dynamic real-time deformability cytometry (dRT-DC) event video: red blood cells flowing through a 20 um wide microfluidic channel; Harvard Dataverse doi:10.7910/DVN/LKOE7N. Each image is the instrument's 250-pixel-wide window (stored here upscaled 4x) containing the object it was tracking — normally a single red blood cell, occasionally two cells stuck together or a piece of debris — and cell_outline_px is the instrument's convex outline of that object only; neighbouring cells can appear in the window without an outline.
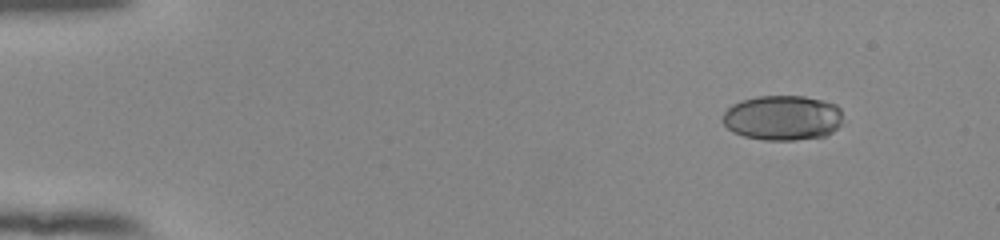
{"species": "human", "species_latin": "Homo sapiens", "temperature_condition": "room temperature", "stored_images_in_passage": 49, "camera_frame_rate_fps": 3000, "um_per_image_px": 0.085, "donor": {"sex": "female"}, "frame": {"image": 1, "passage_image": 1, "time_ms": 0.0, "image_size_px": [1000, 240], "cell_outline_px": [[840, 124], [832, 132], [824, 136], [796, 140], [764, 140], [744, 136], [732, 132], [724, 124], [724, 112], [732, 104], [740, 100], [756, 96], [804, 96], [824, 100], [836, 104], [840, 108]], "centroid_in_image_um": [66.51, 10.0], "position_along_channel_um": 18.5, "area_um2": 31.56}}
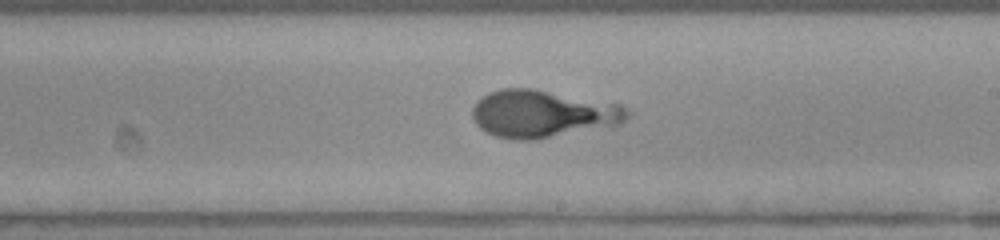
{"frame": {"image": 2, "passage_image": 28, "time_ms": 9.0, "image_size_px": [1000, 240], "cell_outline_px": [[632, 112], [620, 124], [540, 140], [512, 140], [496, 136], [484, 132], [476, 124], [472, 116], [472, 108], [488, 92], [500, 88], [532, 88], [620, 104], [628, 108]], "centroid_in_image_um": [46.13, 9.69], "position_along_channel_um": 242.9, "area_um2": 43.23}}
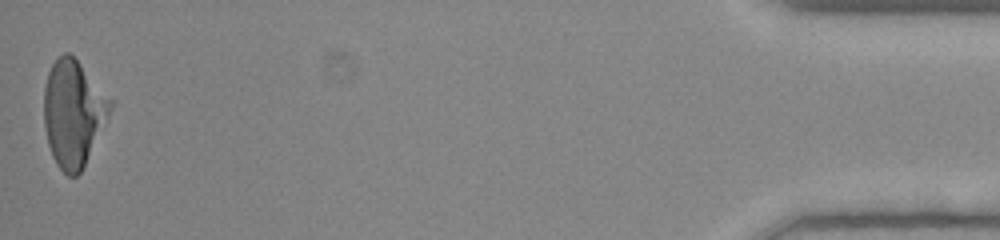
{"frame": {"image": 3, "passage_image": 49, "time_ms": 16.0, "image_size_px": [1000, 240], "cell_outline_px": [[112, 104], [84, 164], [80, 172], [76, 176], [68, 176], [56, 164], [52, 156], [48, 144], [44, 128], [44, 88], [48, 72], [52, 64], [64, 52], [68, 52], [80, 64], [112, 100]], "centroid_in_image_um": [6.17, 9.61], "position_along_channel_um": 429.0, "area_um2": 40.0}}